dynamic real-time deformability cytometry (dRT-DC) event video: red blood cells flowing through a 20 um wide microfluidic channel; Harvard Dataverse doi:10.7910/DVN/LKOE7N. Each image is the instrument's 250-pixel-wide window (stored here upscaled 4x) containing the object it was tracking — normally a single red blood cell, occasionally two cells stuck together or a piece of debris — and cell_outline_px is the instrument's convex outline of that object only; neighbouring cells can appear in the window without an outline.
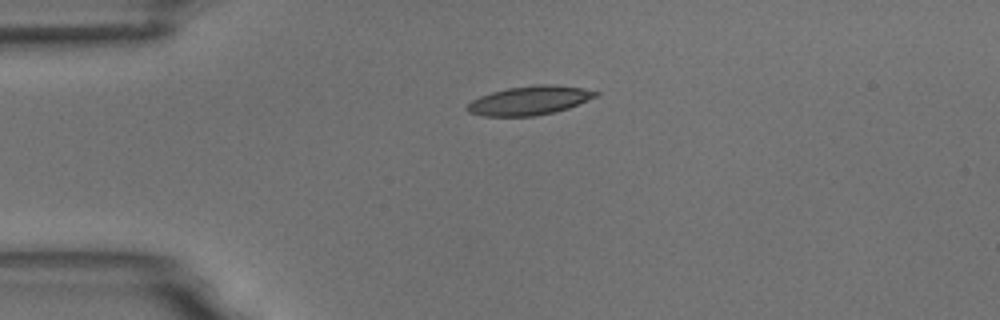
{"species": "common noctule bat (a hibernating species)", "species_latin": "Nyctalus noctula", "temperature_condition": "room temperature", "stored_images_in_passage": 2, "camera_frame_rate_fps": 3000, "um_per_image_px": 0.085, "animal": {"sex": "male", "body_mass_g": 18.8}, "frame": {"image": 1, "passage_image": 1, "time_ms": 0.0, "image_size_px": [1000, 320], "cell_outline_px": [[600, 92], [596, 96], [568, 108], [552, 112], [532, 116], [484, 116], [468, 112], [464, 108], [472, 100], [480, 96], [492, 92], [508, 88], [540, 84], [552, 84], [584, 88]], "centroid_in_image_um": [44.98, 8.53], "position_along_channel_um": 40.0, "area_um2": 21.44}}